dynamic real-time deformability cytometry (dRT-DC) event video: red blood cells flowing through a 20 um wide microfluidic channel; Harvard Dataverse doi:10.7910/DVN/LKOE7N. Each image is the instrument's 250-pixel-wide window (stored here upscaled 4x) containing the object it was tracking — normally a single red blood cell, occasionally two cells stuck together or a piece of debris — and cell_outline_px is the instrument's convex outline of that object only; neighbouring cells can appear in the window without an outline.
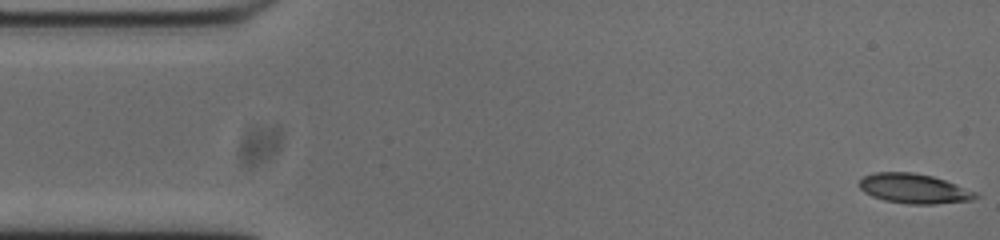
{"species": "common noctule bat (a hibernating species)", "species_latin": "Nyctalus noctula", "temperature_condition": "cold", "stored_images_in_passage": 52, "camera_frame_rate_fps": 3000, "um_per_image_px": 0.085, "animal": {"sex": "male", "body_mass_g": 20.0, "forearm_length_mm": 53.3}, "frame": {"image": 1, "passage_image": 1, "time_ms": 0.0, "image_size_px": [1000, 240], "cell_outline_px": [[980, 196], [972, 200], [936, 204], [908, 204], [884, 200], [872, 196], [864, 192], [860, 188], [860, 180], [864, 176], [876, 172], [912, 172], [932, 176], [980, 192]], "centroid_in_image_um": [77.74, 16.04], "position_along_channel_um": 7.3, "area_um2": 20.23}}
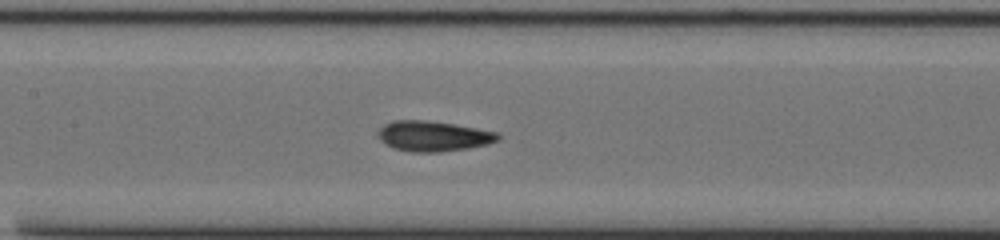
{"frame": {"image": 2, "passage_image": 23, "time_ms": 7.333, "image_size_px": [1000, 240], "cell_outline_px": [[500, 140], [488, 144], [468, 148], [436, 152], [412, 152], [392, 148], [384, 144], [376, 136], [376, 132], [384, 124], [392, 120], [428, 120], [456, 124], [496, 132], [500, 136]], "centroid_in_image_um": [36.78, 11.56], "position_along_channel_um": 170.6, "area_um2": 21.44}}
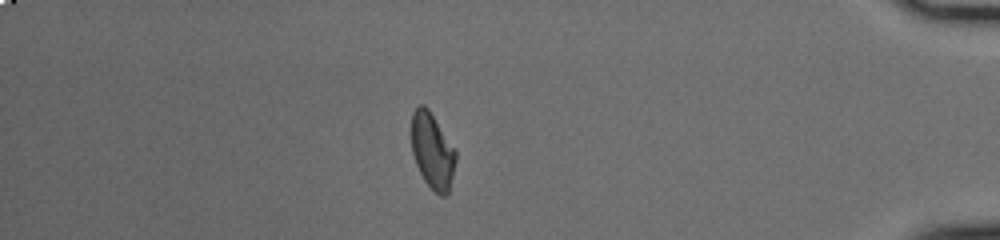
{"frame": {"image": 3, "passage_image": 45, "time_ms": 14.667, "image_size_px": [1000, 240], "cell_outline_px": [[456, 160], [448, 192], [444, 196], [440, 196], [424, 180], [416, 164], [412, 152], [412, 112], [420, 104], [424, 104], [428, 108], [456, 152]], "centroid_in_image_um": [36.74, 12.81], "position_along_channel_um": 398.5, "area_um2": 19.07}, "authors_computed_cell_mechanics": {"area_um2": 19.941, "velocity_mm_per_s": 3.7855, "shape_relaxation_time_tau1_ms": 4.7397, "shape_relaxation_time_tau2_ms": 3.0728, "deformation_change_tau1": 0.1102, "deformation_change_tau2": 0.0788}}